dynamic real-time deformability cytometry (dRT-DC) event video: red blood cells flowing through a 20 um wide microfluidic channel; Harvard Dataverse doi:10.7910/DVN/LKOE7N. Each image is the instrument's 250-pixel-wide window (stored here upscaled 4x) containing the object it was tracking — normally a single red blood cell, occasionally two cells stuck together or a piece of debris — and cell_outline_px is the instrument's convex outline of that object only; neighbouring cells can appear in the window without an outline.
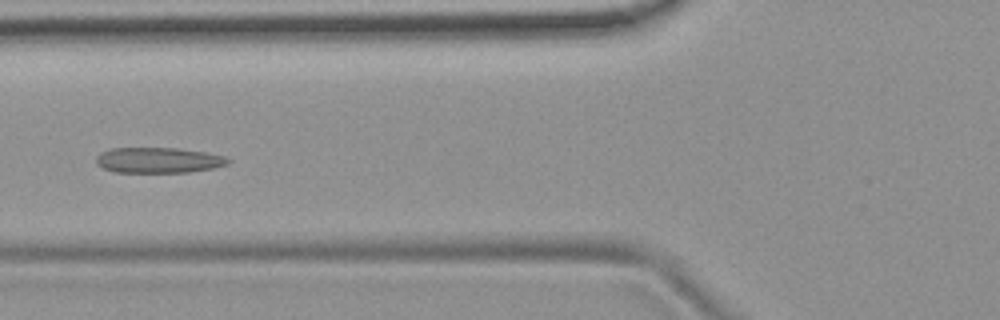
{"species": "common noctule bat (a hibernating species)", "species_latin": "Nyctalus noctula", "temperature_condition": "room temperature", "stored_images_in_passage": 51, "camera_frame_rate_fps": 3000, "um_per_image_px": 0.085, "animal": {"sex": "female", "body_mass_g": 19.9}, "frame": {"image": 1, "passage_image": 18, "time_ms": 5.667, "image_size_px": [1000, 320], "cell_outline_px": [[232, 160], [228, 164], [212, 168], [188, 172], [112, 172], [96, 164], [96, 156], [100, 152], [108, 148], [176, 148], [208, 152], [224, 156]], "centroid_in_image_um": [13.45, 13.61], "position_along_channel_um": 112.4, "area_um2": 19.77}}
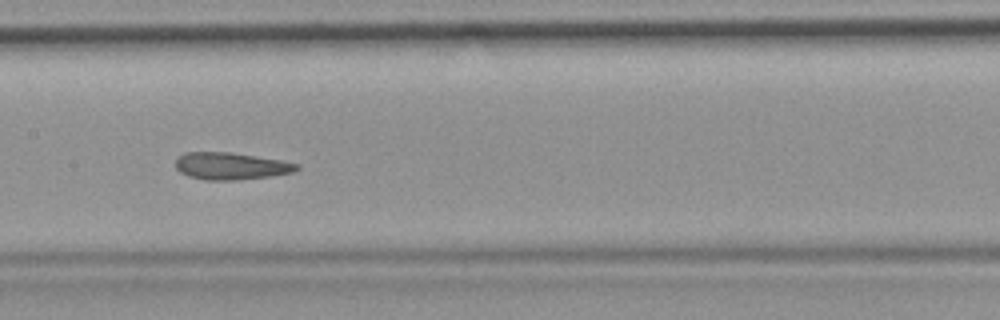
{"frame": {"image": 2, "passage_image": 24, "time_ms": 7.667, "image_size_px": [1000, 320], "cell_outline_px": [[300, 168], [292, 172], [268, 176], [236, 180], [204, 180], [188, 176], [180, 172], [176, 168], [176, 156], [184, 152], [228, 152], [280, 160], [300, 164]], "centroid_in_image_um": [19.57, 14.11], "position_along_channel_um": 187.8, "area_um2": 19.07}}
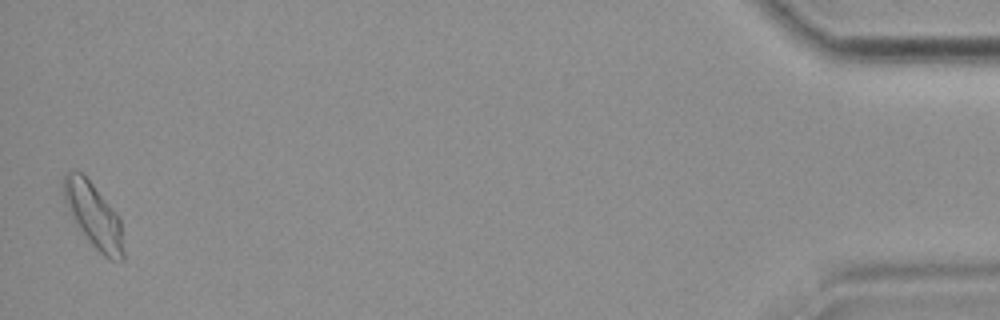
{"frame": {"image": 3, "passage_image": 50, "time_ms": 16.333, "image_size_px": [1000, 320], "cell_outline_px": [[124, 260], [108, 260], [92, 244], [76, 224], [64, 200], [60, 184], [60, 180], [72, 168], [80, 172], [92, 184], [120, 220], [124, 252]], "centroid_in_image_um": [7.91, 18.29], "position_along_channel_um": 427.3, "area_um2": 22.14}, "authors_computed_cell_mechanics": {"area_um2": 20.2878, "velocity_mm_per_s": 3.7765, "shape_relaxation_time_tau1_ms": null, "shape_relaxation_time_tau2_ms": 2.2264, "deformation_change_tau1": null, "deformation_change_tau2": 0.0909}}